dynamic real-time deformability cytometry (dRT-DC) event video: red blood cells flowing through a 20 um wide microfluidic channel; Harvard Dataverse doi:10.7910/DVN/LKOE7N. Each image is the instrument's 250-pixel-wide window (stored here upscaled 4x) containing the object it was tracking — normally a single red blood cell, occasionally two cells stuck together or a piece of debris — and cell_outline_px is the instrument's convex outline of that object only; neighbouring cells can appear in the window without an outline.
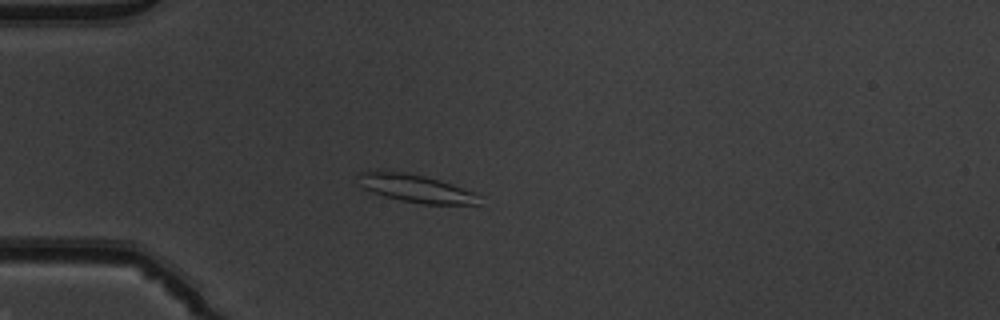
{"species": "common noctule bat (a hibernating species)", "species_latin": "Nyctalus noctula", "temperature_condition": "warm", "stored_images_in_passage": 47, "camera_frame_rate_fps": 3000, "um_per_image_px": 0.085, "animal": {"sex": "male", "body_mass_g": 19.5, "forearm_length_mm": 54.6}, "frame": {"image": 1, "passage_image": 10, "time_ms": 3.0, "image_size_px": [1000, 320], "cell_outline_px": [[484, 196], [480, 204], [424, 204], [400, 200], [384, 196], [360, 188], [356, 176], [360, 172], [376, 168], [384, 168], [424, 176], [440, 180], [476, 192]], "centroid_in_image_um": [35.29, 15.98], "position_along_channel_um": 49.7, "area_um2": 20.52}}
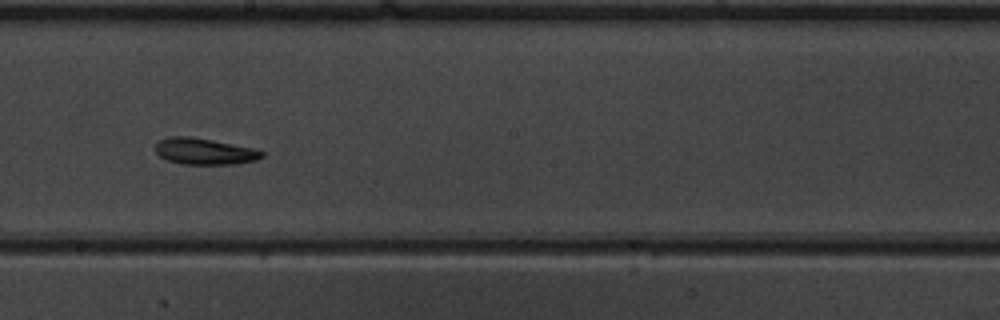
{"frame": {"image": 2, "passage_image": 25, "time_ms": 8.0, "image_size_px": [1000, 320], "cell_outline_px": [[264, 156], [256, 160], [236, 164], [180, 164], [168, 160], [160, 156], [156, 152], [156, 140], [168, 136], [188, 136], [212, 140], [256, 148], [264, 152]], "centroid_in_image_um": [17.38, 12.86], "position_along_channel_um": 230.8, "area_um2": 16.53}}
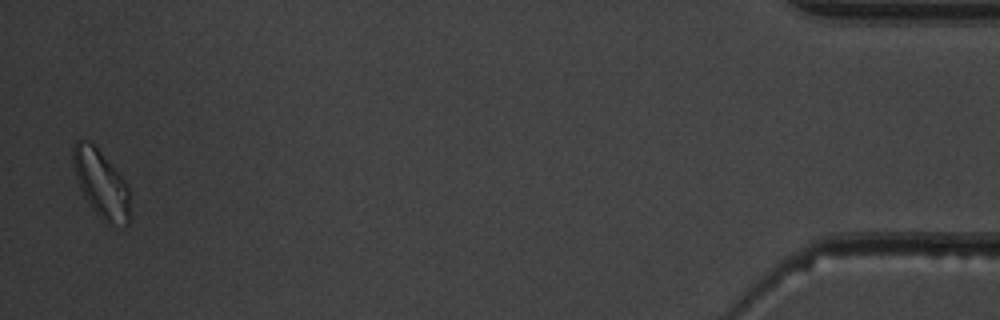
{"frame": {"image": 3, "passage_image": 46, "time_ms": 15.0, "image_size_px": [1000, 320], "cell_outline_px": [[128, 224], [112, 228], [92, 208], [84, 196], [80, 188], [72, 164], [72, 144], [76, 140], [92, 140], [128, 184]], "centroid_in_image_um": [8.56, 15.57], "position_along_channel_um": 426.6, "area_um2": 22.6}, "authors_computed_cell_mechanics": {"area_um2": 17.1666, "velocity_mm_per_s": 3.9686, "shape_relaxation_time_tau1_ms": 3.7706, "shape_relaxation_time_tau2_ms": null, "deformation_change_tau1": 0.1392, "deformation_change_tau2": null}}